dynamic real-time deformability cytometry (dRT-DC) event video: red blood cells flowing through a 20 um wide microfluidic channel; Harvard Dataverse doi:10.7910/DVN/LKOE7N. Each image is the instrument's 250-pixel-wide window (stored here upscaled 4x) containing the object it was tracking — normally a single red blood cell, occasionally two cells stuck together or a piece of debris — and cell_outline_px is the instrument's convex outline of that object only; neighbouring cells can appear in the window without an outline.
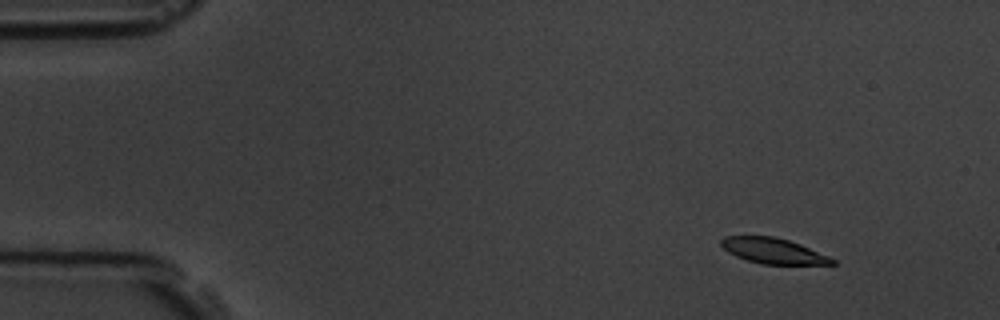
{"species": "common noctule bat (a hibernating species)", "species_latin": "Nyctalus noctula", "temperature_condition": "room temperature", "stored_images_in_passage": 4, "camera_frame_rate_fps": 3000, "um_per_image_px": 0.085, "animal": {"sex": "male", "body_mass_g": 19.5, "forearm_length_mm": 54.6}, "frame": {"image": 1, "passage_image": 1, "time_ms": 0.0, "image_size_px": [1000, 320], "cell_outline_px": [[836, 264], [760, 264], [736, 256], [728, 252], [720, 244], [720, 240], [724, 236], [776, 236], [800, 244], [828, 256], [836, 260]], "centroid_in_image_um": [65.7, 21.32], "position_along_channel_um": 19.3, "area_um2": 16.42}}
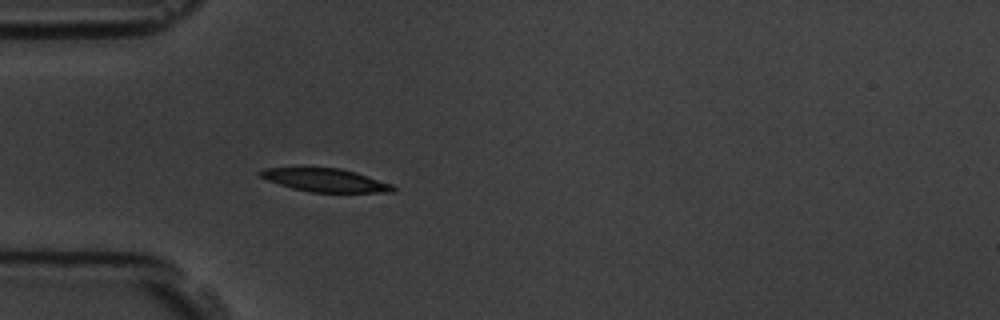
{"frame": {"image": 2, "passage_image": 4, "time_ms": 3.667, "image_size_px": [1000, 320], "cell_outline_px": [[396, 188], [392, 192], [308, 192], [292, 188], [268, 180], [260, 176], [256, 172], [264, 168], [340, 168], [356, 172], [392, 184]], "centroid_in_image_um": [27.65, 15.31], "position_along_channel_um": 57.3, "area_um2": 17.8}}